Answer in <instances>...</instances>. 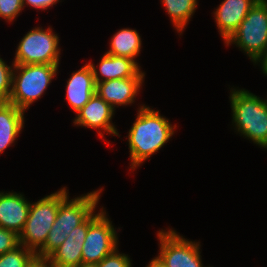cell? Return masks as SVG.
Listing matches in <instances>:
<instances>
[{
	"label": "cell",
	"instance_id": "cell-1",
	"mask_svg": "<svg viewBox=\"0 0 267 267\" xmlns=\"http://www.w3.org/2000/svg\"><path fill=\"white\" fill-rule=\"evenodd\" d=\"M137 116L127 132L130 171L136 170L146 160L156 154L176 133V124L173 126L166 116L159 110L146 104H140Z\"/></svg>",
	"mask_w": 267,
	"mask_h": 267
},
{
	"label": "cell",
	"instance_id": "cell-2",
	"mask_svg": "<svg viewBox=\"0 0 267 267\" xmlns=\"http://www.w3.org/2000/svg\"><path fill=\"white\" fill-rule=\"evenodd\" d=\"M229 89L235 132L256 146L267 149V97H259L245 88Z\"/></svg>",
	"mask_w": 267,
	"mask_h": 267
},
{
	"label": "cell",
	"instance_id": "cell-3",
	"mask_svg": "<svg viewBox=\"0 0 267 267\" xmlns=\"http://www.w3.org/2000/svg\"><path fill=\"white\" fill-rule=\"evenodd\" d=\"M103 187L70 198L69 195L59 204L56 220L52 225L45 244L35 253L49 256L58 248L75 227L82 224L98 207Z\"/></svg>",
	"mask_w": 267,
	"mask_h": 267
},
{
	"label": "cell",
	"instance_id": "cell-4",
	"mask_svg": "<svg viewBox=\"0 0 267 267\" xmlns=\"http://www.w3.org/2000/svg\"><path fill=\"white\" fill-rule=\"evenodd\" d=\"M59 65H14L12 91L8 102L26 112L34 102L43 97L48 86L57 76Z\"/></svg>",
	"mask_w": 267,
	"mask_h": 267
},
{
	"label": "cell",
	"instance_id": "cell-5",
	"mask_svg": "<svg viewBox=\"0 0 267 267\" xmlns=\"http://www.w3.org/2000/svg\"><path fill=\"white\" fill-rule=\"evenodd\" d=\"M69 195L67 187L32 202L23 230L19 234V243L36 253L44 244L56 220L59 204Z\"/></svg>",
	"mask_w": 267,
	"mask_h": 267
},
{
	"label": "cell",
	"instance_id": "cell-6",
	"mask_svg": "<svg viewBox=\"0 0 267 267\" xmlns=\"http://www.w3.org/2000/svg\"><path fill=\"white\" fill-rule=\"evenodd\" d=\"M232 44L243 51L253 64L263 54L267 47V0H258L224 42L227 47Z\"/></svg>",
	"mask_w": 267,
	"mask_h": 267
},
{
	"label": "cell",
	"instance_id": "cell-7",
	"mask_svg": "<svg viewBox=\"0 0 267 267\" xmlns=\"http://www.w3.org/2000/svg\"><path fill=\"white\" fill-rule=\"evenodd\" d=\"M59 38L52 26H48L47 29L40 26L34 27L19 41L12 62L15 65H59L61 58Z\"/></svg>",
	"mask_w": 267,
	"mask_h": 267
},
{
	"label": "cell",
	"instance_id": "cell-8",
	"mask_svg": "<svg viewBox=\"0 0 267 267\" xmlns=\"http://www.w3.org/2000/svg\"><path fill=\"white\" fill-rule=\"evenodd\" d=\"M95 210L88 217V231L82 246V263H99L118 248V233L105 208Z\"/></svg>",
	"mask_w": 267,
	"mask_h": 267
},
{
	"label": "cell",
	"instance_id": "cell-9",
	"mask_svg": "<svg viewBox=\"0 0 267 267\" xmlns=\"http://www.w3.org/2000/svg\"><path fill=\"white\" fill-rule=\"evenodd\" d=\"M158 256L168 267H206L202 263L201 243L184 238L173 228L157 232Z\"/></svg>",
	"mask_w": 267,
	"mask_h": 267
},
{
	"label": "cell",
	"instance_id": "cell-10",
	"mask_svg": "<svg viewBox=\"0 0 267 267\" xmlns=\"http://www.w3.org/2000/svg\"><path fill=\"white\" fill-rule=\"evenodd\" d=\"M115 113V109L95 93L76 113L73 124L78 127L96 129L101 139H105L104 134L106 133L109 136L121 137L116 125L112 121Z\"/></svg>",
	"mask_w": 267,
	"mask_h": 267
},
{
	"label": "cell",
	"instance_id": "cell-11",
	"mask_svg": "<svg viewBox=\"0 0 267 267\" xmlns=\"http://www.w3.org/2000/svg\"><path fill=\"white\" fill-rule=\"evenodd\" d=\"M146 73L140 70L132 78L114 79L96 83L95 93L115 110L122 106H131L137 100L145 82Z\"/></svg>",
	"mask_w": 267,
	"mask_h": 267
},
{
	"label": "cell",
	"instance_id": "cell-12",
	"mask_svg": "<svg viewBox=\"0 0 267 267\" xmlns=\"http://www.w3.org/2000/svg\"><path fill=\"white\" fill-rule=\"evenodd\" d=\"M15 191H0V227L16 233L24 228L31 201Z\"/></svg>",
	"mask_w": 267,
	"mask_h": 267
},
{
	"label": "cell",
	"instance_id": "cell-13",
	"mask_svg": "<svg viewBox=\"0 0 267 267\" xmlns=\"http://www.w3.org/2000/svg\"><path fill=\"white\" fill-rule=\"evenodd\" d=\"M258 0H222L213 11L219 35L225 42L245 19Z\"/></svg>",
	"mask_w": 267,
	"mask_h": 267
},
{
	"label": "cell",
	"instance_id": "cell-14",
	"mask_svg": "<svg viewBox=\"0 0 267 267\" xmlns=\"http://www.w3.org/2000/svg\"><path fill=\"white\" fill-rule=\"evenodd\" d=\"M65 87V100L76 114L95 94L96 83L90 65L86 63L73 71Z\"/></svg>",
	"mask_w": 267,
	"mask_h": 267
},
{
	"label": "cell",
	"instance_id": "cell-15",
	"mask_svg": "<svg viewBox=\"0 0 267 267\" xmlns=\"http://www.w3.org/2000/svg\"><path fill=\"white\" fill-rule=\"evenodd\" d=\"M90 65L95 83L114 79L134 77L142 68L134 60L127 57L114 56L104 53L99 63L88 62Z\"/></svg>",
	"mask_w": 267,
	"mask_h": 267
},
{
	"label": "cell",
	"instance_id": "cell-16",
	"mask_svg": "<svg viewBox=\"0 0 267 267\" xmlns=\"http://www.w3.org/2000/svg\"><path fill=\"white\" fill-rule=\"evenodd\" d=\"M88 231V218L75 227L49 257L56 267H77L82 263V246Z\"/></svg>",
	"mask_w": 267,
	"mask_h": 267
},
{
	"label": "cell",
	"instance_id": "cell-17",
	"mask_svg": "<svg viewBox=\"0 0 267 267\" xmlns=\"http://www.w3.org/2000/svg\"><path fill=\"white\" fill-rule=\"evenodd\" d=\"M25 112L10 102H0V155L14 146L25 127Z\"/></svg>",
	"mask_w": 267,
	"mask_h": 267
},
{
	"label": "cell",
	"instance_id": "cell-18",
	"mask_svg": "<svg viewBox=\"0 0 267 267\" xmlns=\"http://www.w3.org/2000/svg\"><path fill=\"white\" fill-rule=\"evenodd\" d=\"M109 42L110 49L105 53L130 58L140 66L136 58L141 54L142 38L136 29H118Z\"/></svg>",
	"mask_w": 267,
	"mask_h": 267
},
{
	"label": "cell",
	"instance_id": "cell-19",
	"mask_svg": "<svg viewBox=\"0 0 267 267\" xmlns=\"http://www.w3.org/2000/svg\"><path fill=\"white\" fill-rule=\"evenodd\" d=\"M161 3L169 15L170 22L180 36L195 14L198 0H161Z\"/></svg>",
	"mask_w": 267,
	"mask_h": 267
},
{
	"label": "cell",
	"instance_id": "cell-20",
	"mask_svg": "<svg viewBox=\"0 0 267 267\" xmlns=\"http://www.w3.org/2000/svg\"><path fill=\"white\" fill-rule=\"evenodd\" d=\"M35 253L22 245L0 255V267H26Z\"/></svg>",
	"mask_w": 267,
	"mask_h": 267
},
{
	"label": "cell",
	"instance_id": "cell-21",
	"mask_svg": "<svg viewBox=\"0 0 267 267\" xmlns=\"http://www.w3.org/2000/svg\"><path fill=\"white\" fill-rule=\"evenodd\" d=\"M14 63L7 64L0 56V102H8L12 91V74Z\"/></svg>",
	"mask_w": 267,
	"mask_h": 267
},
{
	"label": "cell",
	"instance_id": "cell-22",
	"mask_svg": "<svg viewBox=\"0 0 267 267\" xmlns=\"http://www.w3.org/2000/svg\"><path fill=\"white\" fill-rule=\"evenodd\" d=\"M22 0H0V18L12 23L22 13Z\"/></svg>",
	"mask_w": 267,
	"mask_h": 267
},
{
	"label": "cell",
	"instance_id": "cell-23",
	"mask_svg": "<svg viewBox=\"0 0 267 267\" xmlns=\"http://www.w3.org/2000/svg\"><path fill=\"white\" fill-rule=\"evenodd\" d=\"M119 247L116 248L111 254L104 257L99 263L98 267H132V259L128 254L120 253Z\"/></svg>",
	"mask_w": 267,
	"mask_h": 267
},
{
	"label": "cell",
	"instance_id": "cell-24",
	"mask_svg": "<svg viewBox=\"0 0 267 267\" xmlns=\"http://www.w3.org/2000/svg\"><path fill=\"white\" fill-rule=\"evenodd\" d=\"M19 236L3 227H0V255L19 246Z\"/></svg>",
	"mask_w": 267,
	"mask_h": 267
},
{
	"label": "cell",
	"instance_id": "cell-25",
	"mask_svg": "<svg viewBox=\"0 0 267 267\" xmlns=\"http://www.w3.org/2000/svg\"><path fill=\"white\" fill-rule=\"evenodd\" d=\"M62 0H22L23 8L25 6L35 8L36 10H47L53 7L56 3L61 2Z\"/></svg>",
	"mask_w": 267,
	"mask_h": 267
},
{
	"label": "cell",
	"instance_id": "cell-26",
	"mask_svg": "<svg viewBox=\"0 0 267 267\" xmlns=\"http://www.w3.org/2000/svg\"><path fill=\"white\" fill-rule=\"evenodd\" d=\"M26 267H56L49 256L34 254L28 261Z\"/></svg>",
	"mask_w": 267,
	"mask_h": 267
},
{
	"label": "cell",
	"instance_id": "cell-27",
	"mask_svg": "<svg viewBox=\"0 0 267 267\" xmlns=\"http://www.w3.org/2000/svg\"><path fill=\"white\" fill-rule=\"evenodd\" d=\"M254 65H259L264 76H267V47L263 54L255 61Z\"/></svg>",
	"mask_w": 267,
	"mask_h": 267
},
{
	"label": "cell",
	"instance_id": "cell-28",
	"mask_svg": "<svg viewBox=\"0 0 267 267\" xmlns=\"http://www.w3.org/2000/svg\"><path fill=\"white\" fill-rule=\"evenodd\" d=\"M146 267H168L165 262L157 255L152 258L151 261L146 265Z\"/></svg>",
	"mask_w": 267,
	"mask_h": 267
},
{
	"label": "cell",
	"instance_id": "cell-29",
	"mask_svg": "<svg viewBox=\"0 0 267 267\" xmlns=\"http://www.w3.org/2000/svg\"><path fill=\"white\" fill-rule=\"evenodd\" d=\"M77 267H98V266H97V264H93V263H81Z\"/></svg>",
	"mask_w": 267,
	"mask_h": 267
}]
</instances>
